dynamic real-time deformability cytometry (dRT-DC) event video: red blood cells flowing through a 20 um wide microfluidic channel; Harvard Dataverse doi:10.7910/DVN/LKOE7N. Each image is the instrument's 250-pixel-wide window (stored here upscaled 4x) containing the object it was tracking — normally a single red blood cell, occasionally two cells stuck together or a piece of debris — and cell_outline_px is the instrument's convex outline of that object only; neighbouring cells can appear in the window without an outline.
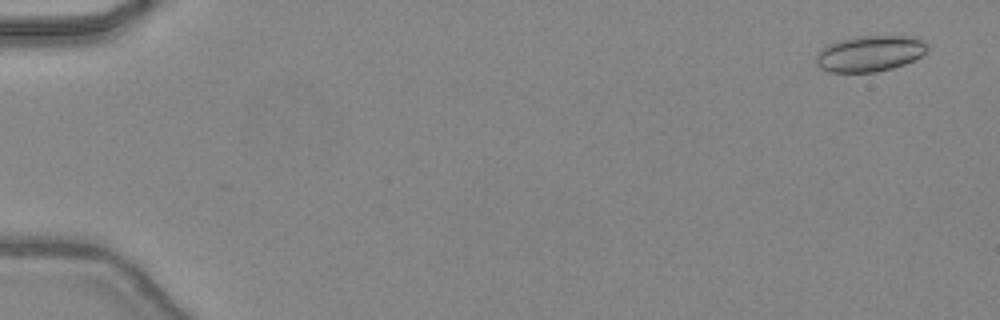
{"species": "common noctule bat (a hibernating species)", "species_latin": "Nyctalus noctula", "temperature_condition": "warm", "stored_images_in_passage": 12, "camera_frame_rate_fps": 3000, "um_per_image_px": 0.085, "animal": {"sex": "female", "body_mass_g": 24.6, "forearm_length_mm": 56.2}, "frame": {"image": 1, "passage_image": 3, "time_ms": 0.667, "image_size_px": [1000, 320], "cell_outline_px": [[928, 48], [920, 56], [904, 64], [892, 68], [876, 72], [828, 72], [820, 68], [816, 64], [816, 52], [820, 48], [828, 44], [840, 40], [860, 36], [908, 36], [924, 40], [928, 44]], "centroid_in_image_um": [73.89, 4.55], "position_along_channel_um": 11.1, "area_um2": 23.35}}